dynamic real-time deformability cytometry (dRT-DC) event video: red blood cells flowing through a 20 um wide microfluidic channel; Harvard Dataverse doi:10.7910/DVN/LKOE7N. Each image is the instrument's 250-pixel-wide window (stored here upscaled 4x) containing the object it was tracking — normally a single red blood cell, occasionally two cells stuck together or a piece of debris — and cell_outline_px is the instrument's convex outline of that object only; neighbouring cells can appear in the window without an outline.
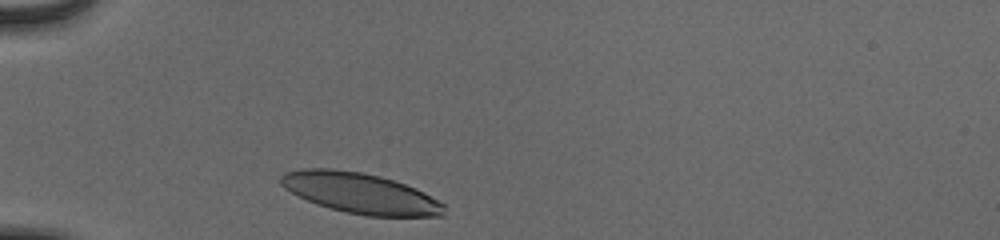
{"species": "human", "species_latin": "Homo sapiens", "temperature_condition": "cold", "stored_images_in_passage": 30, "camera_frame_rate_fps": 3000, "um_per_image_px": 0.085, "donor": {"sex": "male"}, "frame": {"image": 1, "passage_image": 1, "time_ms": 0.0, "image_size_px": [1000, 240], "cell_outline_px": [[444, 216], [368, 216], [344, 212], [316, 204], [284, 188], [280, 184], [280, 176], [284, 172], [304, 168], [332, 168], [360, 172], [380, 176], [416, 188], [444, 204]], "centroid_in_image_um": [30.6, 16.41], "position_along_channel_um": 54.4, "area_um2": 38.38}}
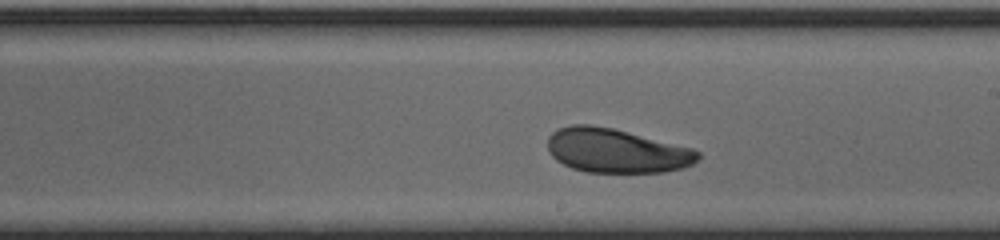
{"frame": {"image": 2, "passage_image": 17, "time_ms": 5.333, "image_size_px": [1000, 240], "cell_outline_px": [[700, 156], [692, 164], [684, 168], [664, 172], [584, 172], [572, 168], [556, 160], [548, 152], [548, 136], [552, 132], [560, 128], [572, 124], [592, 124], [612, 128], [692, 148], [700, 152]], "centroid_in_image_um": [52.36, 12.81], "position_along_channel_um": 236.6, "area_um2": 38.67}}
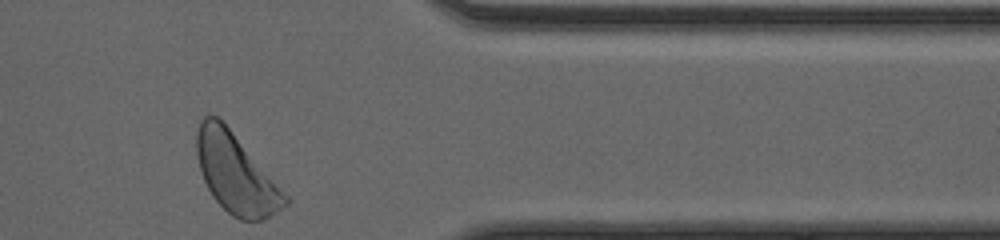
{"frame": {"image": 3, "passage_image": 30, "time_ms": 9.667, "image_size_px": [1000, 240], "cell_outline_px": [[292, 200], [288, 204], [276, 212], [260, 220], [240, 220], [232, 216], [212, 196], [204, 180], [196, 156], [196, 132], [200, 120], [204, 116], [216, 116], [228, 128]], "centroid_in_image_um": [20.04, 14.77], "position_along_channel_um": 391.4, "area_um2": 40.06}, "authors_computed_cell_mechanics": {"area_um2": 38.726, "velocity_mm_per_s": 3.8268, "shape_relaxation_time_tau1_ms": 2.2716, "shape_relaxation_time_tau2_ms": 7.2427, "deformation_change_tau1": 0.1061, "deformation_change_tau2": 0.1464}}